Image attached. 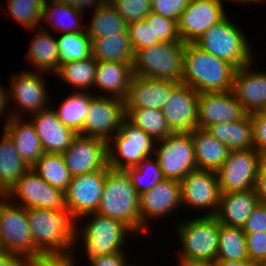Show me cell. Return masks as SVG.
Here are the masks:
<instances>
[{"instance_id": "1", "label": "cell", "mask_w": 266, "mask_h": 266, "mask_svg": "<svg viewBox=\"0 0 266 266\" xmlns=\"http://www.w3.org/2000/svg\"><path fill=\"white\" fill-rule=\"evenodd\" d=\"M235 70L228 61L205 52L195 43H186L181 83L198 93L232 90Z\"/></svg>"}, {"instance_id": "2", "label": "cell", "mask_w": 266, "mask_h": 266, "mask_svg": "<svg viewBox=\"0 0 266 266\" xmlns=\"http://www.w3.org/2000/svg\"><path fill=\"white\" fill-rule=\"evenodd\" d=\"M140 195L126 170L106 169V180L96 213L123 222L135 235L145 232L139 214Z\"/></svg>"}, {"instance_id": "3", "label": "cell", "mask_w": 266, "mask_h": 266, "mask_svg": "<svg viewBox=\"0 0 266 266\" xmlns=\"http://www.w3.org/2000/svg\"><path fill=\"white\" fill-rule=\"evenodd\" d=\"M26 211L35 250L39 254L74 252L75 221L67 210L28 208Z\"/></svg>"}, {"instance_id": "4", "label": "cell", "mask_w": 266, "mask_h": 266, "mask_svg": "<svg viewBox=\"0 0 266 266\" xmlns=\"http://www.w3.org/2000/svg\"><path fill=\"white\" fill-rule=\"evenodd\" d=\"M88 216L91 217L87 218ZM85 217L88 219L86 223L82 228L78 227L77 224L81 219H85ZM129 234L133 236L135 235L123 222L107 218L96 212L89 213L75 222L74 249H78V243L79 240H81L82 242L80 241V243H83L87 258L124 252V244L126 243V238Z\"/></svg>"}, {"instance_id": "5", "label": "cell", "mask_w": 266, "mask_h": 266, "mask_svg": "<svg viewBox=\"0 0 266 266\" xmlns=\"http://www.w3.org/2000/svg\"><path fill=\"white\" fill-rule=\"evenodd\" d=\"M228 18L226 16L211 26L195 44L205 52L224 59L239 69L256 59L245 32Z\"/></svg>"}, {"instance_id": "6", "label": "cell", "mask_w": 266, "mask_h": 266, "mask_svg": "<svg viewBox=\"0 0 266 266\" xmlns=\"http://www.w3.org/2000/svg\"><path fill=\"white\" fill-rule=\"evenodd\" d=\"M185 42H161L135 52L133 75L181 83Z\"/></svg>"}, {"instance_id": "7", "label": "cell", "mask_w": 266, "mask_h": 266, "mask_svg": "<svg viewBox=\"0 0 266 266\" xmlns=\"http://www.w3.org/2000/svg\"><path fill=\"white\" fill-rule=\"evenodd\" d=\"M181 247L178 257L214 262L218 252L219 221L215 216L199 215L176 224Z\"/></svg>"}, {"instance_id": "8", "label": "cell", "mask_w": 266, "mask_h": 266, "mask_svg": "<svg viewBox=\"0 0 266 266\" xmlns=\"http://www.w3.org/2000/svg\"><path fill=\"white\" fill-rule=\"evenodd\" d=\"M156 141L125 119L118 132L108 141V166L127 170L155 154Z\"/></svg>"}, {"instance_id": "9", "label": "cell", "mask_w": 266, "mask_h": 266, "mask_svg": "<svg viewBox=\"0 0 266 266\" xmlns=\"http://www.w3.org/2000/svg\"><path fill=\"white\" fill-rule=\"evenodd\" d=\"M0 242L3 251L9 253L25 257L39 254L35 250L26 208L5 195H0Z\"/></svg>"}, {"instance_id": "10", "label": "cell", "mask_w": 266, "mask_h": 266, "mask_svg": "<svg viewBox=\"0 0 266 266\" xmlns=\"http://www.w3.org/2000/svg\"><path fill=\"white\" fill-rule=\"evenodd\" d=\"M44 74L24 70L10 76L12 82L8 89V103L11 117L24 118L22 113L32 115L49 107L51 97L45 85ZM10 103H14V107H11Z\"/></svg>"}, {"instance_id": "11", "label": "cell", "mask_w": 266, "mask_h": 266, "mask_svg": "<svg viewBox=\"0 0 266 266\" xmlns=\"http://www.w3.org/2000/svg\"><path fill=\"white\" fill-rule=\"evenodd\" d=\"M154 157L165 178L181 181L197 169L194 143L190 133H172L156 141Z\"/></svg>"}, {"instance_id": "12", "label": "cell", "mask_w": 266, "mask_h": 266, "mask_svg": "<svg viewBox=\"0 0 266 266\" xmlns=\"http://www.w3.org/2000/svg\"><path fill=\"white\" fill-rule=\"evenodd\" d=\"M261 156L255 148L229 151L224 164L216 171L221 193L254 189Z\"/></svg>"}, {"instance_id": "13", "label": "cell", "mask_w": 266, "mask_h": 266, "mask_svg": "<svg viewBox=\"0 0 266 266\" xmlns=\"http://www.w3.org/2000/svg\"><path fill=\"white\" fill-rule=\"evenodd\" d=\"M5 196L26 209L66 210L65 193L48 184L31 168L22 175Z\"/></svg>"}, {"instance_id": "14", "label": "cell", "mask_w": 266, "mask_h": 266, "mask_svg": "<svg viewBox=\"0 0 266 266\" xmlns=\"http://www.w3.org/2000/svg\"><path fill=\"white\" fill-rule=\"evenodd\" d=\"M126 119L125 100L113 96H94L89 105L82 136L108 142Z\"/></svg>"}, {"instance_id": "15", "label": "cell", "mask_w": 266, "mask_h": 266, "mask_svg": "<svg viewBox=\"0 0 266 266\" xmlns=\"http://www.w3.org/2000/svg\"><path fill=\"white\" fill-rule=\"evenodd\" d=\"M182 206L207 210L204 216H215L219 210L221 191L217 172L196 169L181 181ZM210 211V212H209Z\"/></svg>"}, {"instance_id": "16", "label": "cell", "mask_w": 266, "mask_h": 266, "mask_svg": "<svg viewBox=\"0 0 266 266\" xmlns=\"http://www.w3.org/2000/svg\"><path fill=\"white\" fill-rule=\"evenodd\" d=\"M105 180L106 169L72 177L65 192V204L67 212L75 222L86 214L96 212Z\"/></svg>"}, {"instance_id": "17", "label": "cell", "mask_w": 266, "mask_h": 266, "mask_svg": "<svg viewBox=\"0 0 266 266\" xmlns=\"http://www.w3.org/2000/svg\"><path fill=\"white\" fill-rule=\"evenodd\" d=\"M62 155L72 177L109 167L108 142L99 138L78 134Z\"/></svg>"}, {"instance_id": "18", "label": "cell", "mask_w": 266, "mask_h": 266, "mask_svg": "<svg viewBox=\"0 0 266 266\" xmlns=\"http://www.w3.org/2000/svg\"><path fill=\"white\" fill-rule=\"evenodd\" d=\"M226 16L222 0H190L177 22L181 41L195 43Z\"/></svg>"}, {"instance_id": "19", "label": "cell", "mask_w": 266, "mask_h": 266, "mask_svg": "<svg viewBox=\"0 0 266 266\" xmlns=\"http://www.w3.org/2000/svg\"><path fill=\"white\" fill-rule=\"evenodd\" d=\"M139 200L141 225L148 230L151 220L168 217L182 207L181 183L165 178L151 190L140 194Z\"/></svg>"}, {"instance_id": "20", "label": "cell", "mask_w": 266, "mask_h": 266, "mask_svg": "<svg viewBox=\"0 0 266 266\" xmlns=\"http://www.w3.org/2000/svg\"><path fill=\"white\" fill-rule=\"evenodd\" d=\"M199 93L179 83L165 102L162 113L173 133H190L198 128Z\"/></svg>"}, {"instance_id": "21", "label": "cell", "mask_w": 266, "mask_h": 266, "mask_svg": "<svg viewBox=\"0 0 266 266\" xmlns=\"http://www.w3.org/2000/svg\"><path fill=\"white\" fill-rule=\"evenodd\" d=\"M246 115L232 90L199 93L198 128L239 121Z\"/></svg>"}, {"instance_id": "22", "label": "cell", "mask_w": 266, "mask_h": 266, "mask_svg": "<svg viewBox=\"0 0 266 266\" xmlns=\"http://www.w3.org/2000/svg\"><path fill=\"white\" fill-rule=\"evenodd\" d=\"M254 62L235 70L233 88L246 114L266 111V71L253 69Z\"/></svg>"}, {"instance_id": "23", "label": "cell", "mask_w": 266, "mask_h": 266, "mask_svg": "<svg viewBox=\"0 0 266 266\" xmlns=\"http://www.w3.org/2000/svg\"><path fill=\"white\" fill-rule=\"evenodd\" d=\"M178 84L176 81L151 79L133 75L129 92L125 99V108L157 109L162 111L172 90Z\"/></svg>"}, {"instance_id": "24", "label": "cell", "mask_w": 266, "mask_h": 266, "mask_svg": "<svg viewBox=\"0 0 266 266\" xmlns=\"http://www.w3.org/2000/svg\"><path fill=\"white\" fill-rule=\"evenodd\" d=\"M28 119L34 125L42 148L47 153H63L78 135L57 118L50 105Z\"/></svg>"}, {"instance_id": "25", "label": "cell", "mask_w": 266, "mask_h": 266, "mask_svg": "<svg viewBox=\"0 0 266 266\" xmlns=\"http://www.w3.org/2000/svg\"><path fill=\"white\" fill-rule=\"evenodd\" d=\"M132 64L97 61L94 87L101 92L99 94L96 92L95 95L113 96L125 100L133 77Z\"/></svg>"}, {"instance_id": "26", "label": "cell", "mask_w": 266, "mask_h": 266, "mask_svg": "<svg viewBox=\"0 0 266 266\" xmlns=\"http://www.w3.org/2000/svg\"><path fill=\"white\" fill-rule=\"evenodd\" d=\"M260 200L255 188L248 191L221 193L215 217L226 226L243 228Z\"/></svg>"}, {"instance_id": "27", "label": "cell", "mask_w": 266, "mask_h": 266, "mask_svg": "<svg viewBox=\"0 0 266 266\" xmlns=\"http://www.w3.org/2000/svg\"><path fill=\"white\" fill-rule=\"evenodd\" d=\"M23 119L11 117L4 122L3 130L13 140L20 157L31 168L43 155L44 150L34 125L30 120L25 121V116Z\"/></svg>"}, {"instance_id": "28", "label": "cell", "mask_w": 266, "mask_h": 266, "mask_svg": "<svg viewBox=\"0 0 266 266\" xmlns=\"http://www.w3.org/2000/svg\"><path fill=\"white\" fill-rule=\"evenodd\" d=\"M31 40L26 59L34 69L32 71L55 74L59 70V52L55 34L40 26ZM52 35H51V34ZM37 69V70H36Z\"/></svg>"}, {"instance_id": "29", "label": "cell", "mask_w": 266, "mask_h": 266, "mask_svg": "<svg viewBox=\"0 0 266 266\" xmlns=\"http://www.w3.org/2000/svg\"><path fill=\"white\" fill-rule=\"evenodd\" d=\"M190 135L194 143L197 169L216 172L224 164L230 150L205 129L196 128Z\"/></svg>"}, {"instance_id": "30", "label": "cell", "mask_w": 266, "mask_h": 266, "mask_svg": "<svg viewBox=\"0 0 266 266\" xmlns=\"http://www.w3.org/2000/svg\"><path fill=\"white\" fill-rule=\"evenodd\" d=\"M205 130L230 151L254 148L253 124L250 114H246L239 121L210 125Z\"/></svg>"}, {"instance_id": "31", "label": "cell", "mask_w": 266, "mask_h": 266, "mask_svg": "<svg viewBox=\"0 0 266 266\" xmlns=\"http://www.w3.org/2000/svg\"><path fill=\"white\" fill-rule=\"evenodd\" d=\"M0 142V195H6L30 169L16 150L13 140L3 130Z\"/></svg>"}, {"instance_id": "32", "label": "cell", "mask_w": 266, "mask_h": 266, "mask_svg": "<svg viewBox=\"0 0 266 266\" xmlns=\"http://www.w3.org/2000/svg\"><path fill=\"white\" fill-rule=\"evenodd\" d=\"M83 13L85 12L70 4L45 0L41 23L49 22L48 24L59 34L84 32L86 26H83V23L81 24Z\"/></svg>"}, {"instance_id": "33", "label": "cell", "mask_w": 266, "mask_h": 266, "mask_svg": "<svg viewBox=\"0 0 266 266\" xmlns=\"http://www.w3.org/2000/svg\"><path fill=\"white\" fill-rule=\"evenodd\" d=\"M92 57L96 61L134 62L135 50L129 32L91 39Z\"/></svg>"}, {"instance_id": "34", "label": "cell", "mask_w": 266, "mask_h": 266, "mask_svg": "<svg viewBox=\"0 0 266 266\" xmlns=\"http://www.w3.org/2000/svg\"><path fill=\"white\" fill-rule=\"evenodd\" d=\"M95 96L92 92H72L63 100L58 108H54L57 118L75 133L82 135V127L88 113L91 99Z\"/></svg>"}, {"instance_id": "35", "label": "cell", "mask_w": 266, "mask_h": 266, "mask_svg": "<svg viewBox=\"0 0 266 266\" xmlns=\"http://www.w3.org/2000/svg\"><path fill=\"white\" fill-rule=\"evenodd\" d=\"M86 31L91 39L116 35L128 31V23L108 1L93 9Z\"/></svg>"}, {"instance_id": "36", "label": "cell", "mask_w": 266, "mask_h": 266, "mask_svg": "<svg viewBox=\"0 0 266 266\" xmlns=\"http://www.w3.org/2000/svg\"><path fill=\"white\" fill-rule=\"evenodd\" d=\"M31 169L48 184L64 193L72 179L62 153L44 152Z\"/></svg>"}, {"instance_id": "37", "label": "cell", "mask_w": 266, "mask_h": 266, "mask_svg": "<svg viewBox=\"0 0 266 266\" xmlns=\"http://www.w3.org/2000/svg\"><path fill=\"white\" fill-rule=\"evenodd\" d=\"M97 61L91 56L86 60L68 62L60 66L54 74L57 77L74 87L77 91L89 92L93 89L96 76ZM91 89V90H90Z\"/></svg>"}, {"instance_id": "38", "label": "cell", "mask_w": 266, "mask_h": 266, "mask_svg": "<svg viewBox=\"0 0 266 266\" xmlns=\"http://www.w3.org/2000/svg\"><path fill=\"white\" fill-rule=\"evenodd\" d=\"M247 241L243 229L219 222L218 252L216 259L239 261L247 259Z\"/></svg>"}, {"instance_id": "39", "label": "cell", "mask_w": 266, "mask_h": 266, "mask_svg": "<svg viewBox=\"0 0 266 266\" xmlns=\"http://www.w3.org/2000/svg\"><path fill=\"white\" fill-rule=\"evenodd\" d=\"M126 119L155 141L172 134L162 111L157 109H126Z\"/></svg>"}, {"instance_id": "40", "label": "cell", "mask_w": 266, "mask_h": 266, "mask_svg": "<svg viewBox=\"0 0 266 266\" xmlns=\"http://www.w3.org/2000/svg\"><path fill=\"white\" fill-rule=\"evenodd\" d=\"M56 40L59 69L65 63L86 60L92 56V43L87 31L62 34Z\"/></svg>"}, {"instance_id": "41", "label": "cell", "mask_w": 266, "mask_h": 266, "mask_svg": "<svg viewBox=\"0 0 266 266\" xmlns=\"http://www.w3.org/2000/svg\"><path fill=\"white\" fill-rule=\"evenodd\" d=\"M131 177L133 186L138 194L154 188L160 181L165 179L163 171L159 167L157 158L146 157L136 167L126 170Z\"/></svg>"}, {"instance_id": "42", "label": "cell", "mask_w": 266, "mask_h": 266, "mask_svg": "<svg viewBox=\"0 0 266 266\" xmlns=\"http://www.w3.org/2000/svg\"><path fill=\"white\" fill-rule=\"evenodd\" d=\"M45 0H8V11L25 29L34 32L40 27Z\"/></svg>"}, {"instance_id": "43", "label": "cell", "mask_w": 266, "mask_h": 266, "mask_svg": "<svg viewBox=\"0 0 266 266\" xmlns=\"http://www.w3.org/2000/svg\"><path fill=\"white\" fill-rule=\"evenodd\" d=\"M153 31V41L180 42L177 21L150 12L144 19Z\"/></svg>"}, {"instance_id": "44", "label": "cell", "mask_w": 266, "mask_h": 266, "mask_svg": "<svg viewBox=\"0 0 266 266\" xmlns=\"http://www.w3.org/2000/svg\"><path fill=\"white\" fill-rule=\"evenodd\" d=\"M117 12L129 24L144 20L151 12V2L148 0H108Z\"/></svg>"}, {"instance_id": "45", "label": "cell", "mask_w": 266, "mask_h": 266, "mask_svg": "<svg viewBox=\"0 0 266 266\" xmlns=\"http://www.w3.org/2000/svg\"><path fill=\"white\" fill-rule=\"evenodd\" d=\"M128 32L135 52L137 50L161 43V41H153V31L151 26H148L145 20L129 23Z\"/></svg>"}, {"instance_id": "46", "label": "cell", "mask_w": 266, "mask_h": 266, "mask_svg": "<svg viewBox=\"0 0 266 266\" xmlns=\"http://www.w3.org/2000/svg\"><path fill=\"white\" fill-rule=\"evenodd\" d=\"M74 252L66 254H45L27 256L24 266H76Z\"/></svg>"}, {"instance_id": "47", "label": "cell", "mask_w": 266, "mask_h": 266, "mask_svg": "<svg viewBox=\"0 0 266 266\" xmlns=\"http://www.w3.org/2000/svg\"><path fill=\"white\" fill-rule=\"evenodd\" d=\"M190 0H152L151 12L178 22Z\"/></svg>"}, {"instance_id": "48", "label": "cell", "mask_w": 266, "mask_h": 266, "mask_svg": "<svg viewBox=\"0 0 266 266\" xmlns=\"http://www.w3.org/2000/svg\"><path fill=\"white\" fill-rule=\"evenodd\" d=\"M253 124L254 148L261 154H266V111L250 114Z\"/></svg>"}, {"instance_id": "49", "label": "cell", "mask_w": 266, "mask_h": 266, "mask_svg": "<svg viewBox=\"0 0 266 266\" xmlns=\"http://www.w3.org/2000/svg\"><path fill=\"white\" fill-rule=\"evenodd\" d=\"M248 257L258 263L266 259V232L245 234Z\"/></svg>"}, {"instance_id": "50", "label": "cell", "mask_w": 266, "mask_h": 266, "mask_svg": "<svg viewBox=\"0 0 266 266\" xmlns=\"http://www.w3.org/2000/svg\"><path fill=\"white\" fill-rule=\"evenodd\" d=\"M242 229L244 234L266 232V204L259 203Z\"/></svg>"}, {"instance_id": "51", "label": "cell", "mask_w": 266, "mask_h": 266, "mask_svg": "<svg viewBox=\"0 0 266 266\" xmlns=\"http://www.w3.org/2000/svg\"><path fill=\"white\" fill-rule=\"evenodd\" d=\"M126 252H120L115 254H105L95 258H87L89 266H132L126 258ZM129 264V265H128Z\"/></svg>"}, {"instance_id": "52", "label": "cell", "mask_w": 266, "mask_h": 266, "mask_svg": "<svg viewBox=\"0 0 266 266\" xmlns=\"http://www.w3.org/2000/svg\"><path fill=\"white\" fill-rule=\"evenodd\" d=\"M255 190L260 203L266 204V154L259 161Z\"/></svg>"}, {"instance_id": "53", "label": "cell", "mask_w": 266, "mask_h": 266, "mask_svg": "<svg viewBox=\"0 0 266 266\" xmlns=\"http://www.w3.org/2000/svg\"><path fill=\"white\" fill-rule=\"evenodd\" d=\"M25 256L0 251V266H24Z\"/></svg>"}, {"instance_id": "54", "label": "cell", "mask_w": 266, "mask_h": 266, "mask_svg": "<svg viewBox=\"0 0 266 266\" xmlns=\"http://www.w3.org/2000/svg\"><path fill=\"white\" fill-rule=\"evenodd\" d=\"M107 2L108 0H72L71 5L76 9L86 12L87 8L93 7L94 9L96 6L102 5Z\"/></svg>"}, {"instance_id": "55", "label": "cell", "mask_w": 266, "mask_h": 266, "mask_svg": "<svg viewBox=\"0 0 266 266\" xmlns=\"http://www.w3.org/2000/svg\"><path fill=\"white\" fill-rule=\"evenodd\" d=\"M214 266H260V263L251 260L249 258L239 260V261H227V260H220L216 259L213 262Z\"/></svg>"}, {"instance_id": "56", "label": "cell", "mask_w": 266, "mask_h": 266, "mask_svg": "<svg viewBox=\"0 0 266 266\" xmlns=\"http://www.w3.org/2000/svg\"><path fill=\"white\" fill-rule=\"evenodd\" d=\"M8 108H9L8 91L5 88H3V86H1V84H0V118L2 119L1 115H3V116H5V115L8 116L9 115L5 119L6 122L11 118ZM6 109H7L8 112L6 111ZM5 113H8V115L5 114Z\"/></svg>"}, {"instance_id": "57", "label": "cell", "mask_w": 266, "mask_h": 266, "mask_svg": "<svg viewBox=\"0 0 266 266\" xmlns=\"http://www.w3.org/2000/svg\"><path fill=\"white\" fill-rule=\"evenodd\" d=\"M179 262L178 266H214L213 262L195 260V259H186L183 257L177 258Z\"/></svg>"}, {"instance_id": "58", "label": "cell", "mask_w": 266, "mask_h": 266, "mask_svg": "<svg viewBox=\"0 0 266 266\" xmlns=\"http://www.w3.org/2000/svg\"><path fill=\"white\" fill-rule=\"evenodd\" d=\"M222 1H224V0H222ZM225 1H227V0H225ZM228 1H232V2H236V3H241L242 5H243V3H245V4H249V5H251V4H258V3H260V2H263L264 1V3H265V0H228Z\"/></svg>"}, {"instance_id": "59", "label": "cell", "mask_w": 266, "mask_h": 266, "mask_svg": "<svg viewBox=\"0 0 266 266\" xmlns=\"http://www.w3.org/2000/svg\"><path fill=\"white\" fill-rule=\"evenodd\" d=\"M50 1H55V2H59V3L70 4L71 5V1L72 0H50Z\"/></svg>"}, {"instance_id": "60", "label": "cell", "mask_w": 266, "mask_h": 266, "mask_svg": "<svg viewBox=\"0 0 266 266\" xmlns=\"http://www.w3.org/2000/svg\"><path fill=\"white\" fill-rule=\"evenodd\" d=\"M260 266H266V259H264L261 263Z\"/></svg>"}, {"instance_id": "61", "label": "cell", "mask_w": 266, "mask_h": 266, "mask_svg": "<svg viewBox=\"0 0 266 266\" xmlns=\"http://www.w3.org/2000/svg\"><path fill=\"white\" fill-rule=\"evenodd\" d=\"M0 251H3V247H2V245H1V242H0Z\"/></svg>"}]
</instances>
